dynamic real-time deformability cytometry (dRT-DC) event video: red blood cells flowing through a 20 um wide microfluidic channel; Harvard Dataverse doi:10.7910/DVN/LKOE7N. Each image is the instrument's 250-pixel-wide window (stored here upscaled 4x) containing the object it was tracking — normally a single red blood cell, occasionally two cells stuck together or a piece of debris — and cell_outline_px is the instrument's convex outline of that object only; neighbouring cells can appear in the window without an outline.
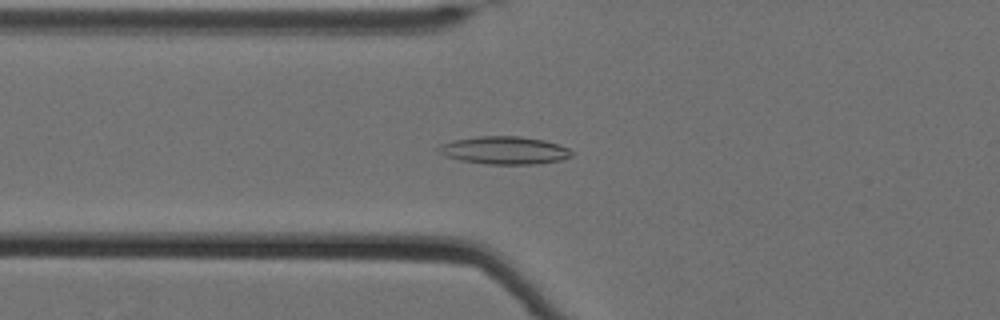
{"species": "Egyptian fruit bat (a non-hibernating species)", "species_latin": "Rousettus aegyptiacus", "temperature_condition": "cold", "stored_images_in_passage": 63, "camera_frame_rate_fps": 3000, "um_per_image_px": 0.085, "animal": {"sex": "female"}, "frame": {"image": 1, "passage_image": 27, "time_ms": 8.667, "image_size_px": [1000, 320], "cell_outline_px": [[572, 156], [560, 160], [536, 164], [488, 164], [460, 160], [444, 156], [436, 148], [440, 144], [456, 140], [480, 136], [520, 136], [544, 140], [568, 148], [572, 152]], "centroid_in_image_um": [42.86, 12.78], "position_along_channel_um": 82.9, "area_um2": 21.39}}
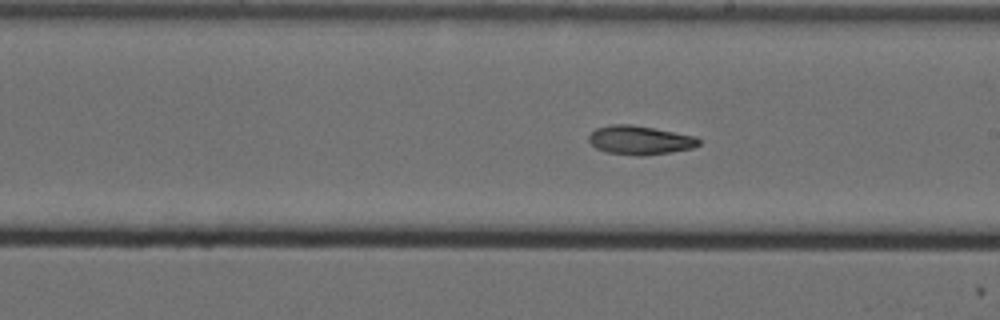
{"frame": {"image": 2, "passage_image": 40, "time_ms": 13.0, "image_size_px": [1000, 320], "cell_outline_px": [[700, 144], [692, 148], [672, 152], [644, 156], [640, 156], [608, 152], [596, 148], [588, 140], [588, 136], [596, 128], [612, 124], [632, 124], [696, 136], [700, 140]], "centroid_in_image_um": [54.4, 11.91], "position_along_channel_um": 234.6, "area_um2": 18.5}}
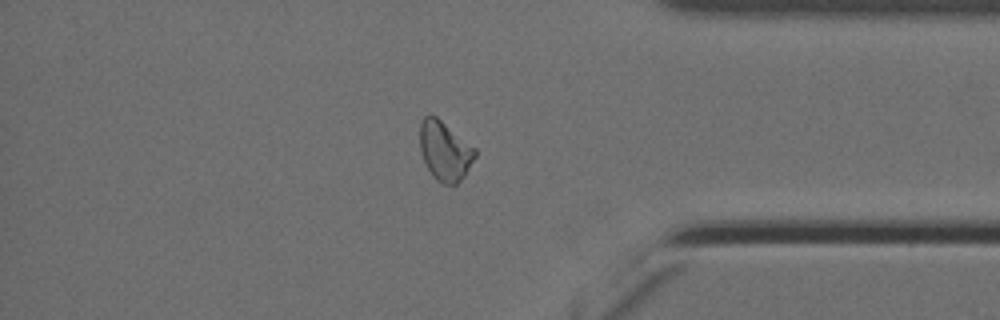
{"frame": {"image": 3, "passage_image": 55, "time_ms": 18.0, "image_size_px": [1000, 320], "cell_outline_px": [[476, 156], [464, 176], [456, 184], [444, 184], [436, 180], [432, 176], [420, 152], [420, 120], [424, 116], [436, 116], [476, 148]], "centroid_in_image_um": [37.8, 12.82], "position_along_channel_um": 397.4, "area_um2": 19.02}, "authors_computed_cell_mechanics": {"area_um2": 19.5942, "velocity_mm_per_s": 3.485, "shape_relaxation_time_tau1_ms": null, "shape_relaxation_time_tau2_ms": 6.3065, "deformation_change_tau1": null, "deformation_change_tau2": 0.1276}}